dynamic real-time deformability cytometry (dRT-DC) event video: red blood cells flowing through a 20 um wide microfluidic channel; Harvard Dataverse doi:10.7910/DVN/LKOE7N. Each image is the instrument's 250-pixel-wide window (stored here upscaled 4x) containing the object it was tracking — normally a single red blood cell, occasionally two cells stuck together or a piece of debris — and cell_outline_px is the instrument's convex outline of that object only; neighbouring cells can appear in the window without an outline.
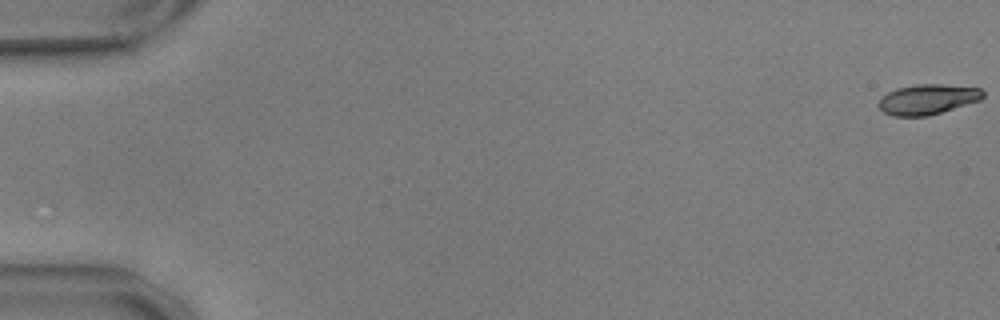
{"species": "common noctule bat (a hibernating species)", "species_latin": "Nyctalus noctula", "temperature_condition": "warm", "stored_images_in_passage": 58, "camera_frame_rate_fps": 3000, "um_per_image_px": 0.085, "animal": {"sex": "male", "body_mass_g": 17.9, "forearm_length_mm": 54.2}, "frame": {"image": 1, "passage_image": 1, "time_ms": 0.0, "image_size_px": [1000, 320], "cell_outline_px": [[984, 96], [980, 100], [928, 116], [892, 116], [884, 112], [876, 104], [880, 96], [896, 88], [916, 84], [940, 84], [980, 88], [984, 92]], "centroid_in_image_um": [78.8, 8.44], "position_along_channel_um": 6.2, "area_um2": 18.44}}
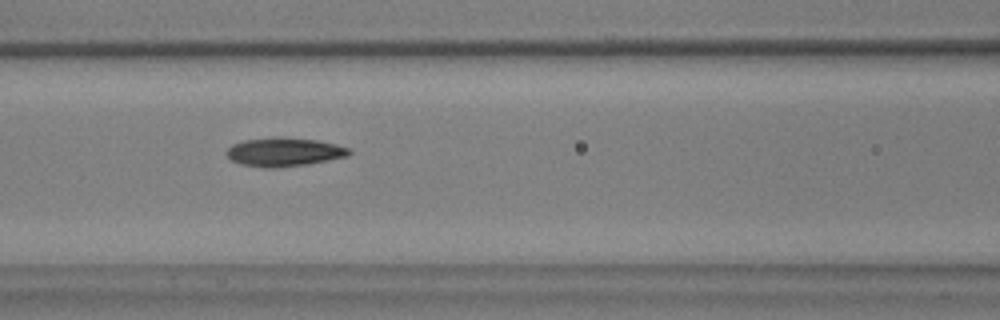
{"frame": {"image": 2, "passage_image": 26, "time_ms": 8.333, "image_size_px": [1000, 320], "cell_outline_px": [[352, 152], [348, 156], [308, 164], [276, 168], [264, 168], [240, 164], [232, 160], [228, 156], [228, 148], [232, 144], [244, 140], [276, 136], [316, 140], [336, 144], [348, 148]], "centroid_in_image_um": [24.15, 12.92], "position_along_channel_um": 142.4, "area_um2": 20.52}}
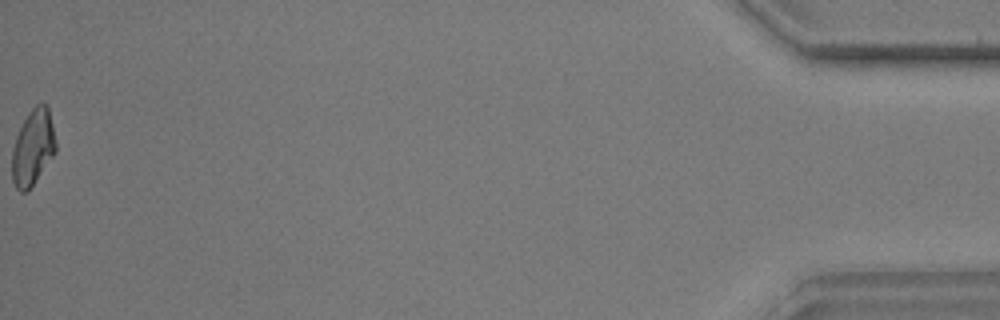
{"frame": {"image": 3, "passage_image": 58, "time_ms": 19.0, "image_size_px": [1000, 320], "cell_outline_px": [[56, 152], [28, 192], [20, 192], [16, 188], [12, 180], [12, 148], [16, 136], [28, 112], [36, 104], [44, 104], [48, 108], [56, 140]], "centroid_in_image_um": [2.79, 12.57], "position_along_channel_um": 432.4, "area_um2": 19.36}, "authors_computed_cell_mechanics": {"area_um2": 19.5364, "velocity_mm_per_s": 3.5958, "shape_relaxation_time_tau1_ms": 8.9032, "shape_relaxation_time_tau2_ms": 2.5154, "deformation_change_tau1": 0.2163, "deformation_change_tau2": 0.0856}}